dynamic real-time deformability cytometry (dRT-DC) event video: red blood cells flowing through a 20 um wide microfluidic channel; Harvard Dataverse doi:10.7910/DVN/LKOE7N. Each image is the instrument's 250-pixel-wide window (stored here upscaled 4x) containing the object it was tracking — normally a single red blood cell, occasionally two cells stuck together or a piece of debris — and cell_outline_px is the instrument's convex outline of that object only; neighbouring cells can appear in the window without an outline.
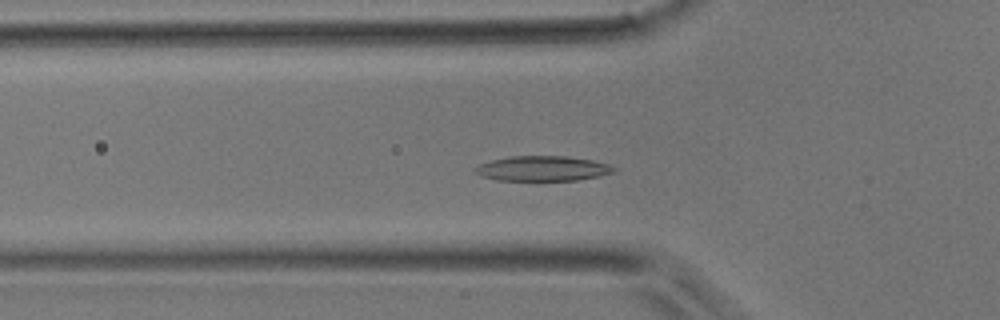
{"species": "common noctule bat (a hibernating species)", "species_latin": "Nyctalus noctula", "temperature_condition": "room temperature", "stored_images_in_passage": 26, "camera_frame_rate_fps": 3000, "um_per_image_px": 0.085, "animal": {"sex": "male", "body_mass_g": 17.9}, "frame": {"image": 1, "passage_image": 13, "time_ms": 4.0, "image_size_px": [1000, 320], "cell_outline_px": [[616, 172], [600, 176], [580, 180], [496, 180], [480, 176], [472, 172], [472, 168], [480, 164], [492, 160], [508, 156], [568, 156], [592, 160], [608, 164], [616, 168]], "centroid_in_image_um": [46.1, 14.32], "position_along_channel_um": 79.7, "area_um2": 20.46}}
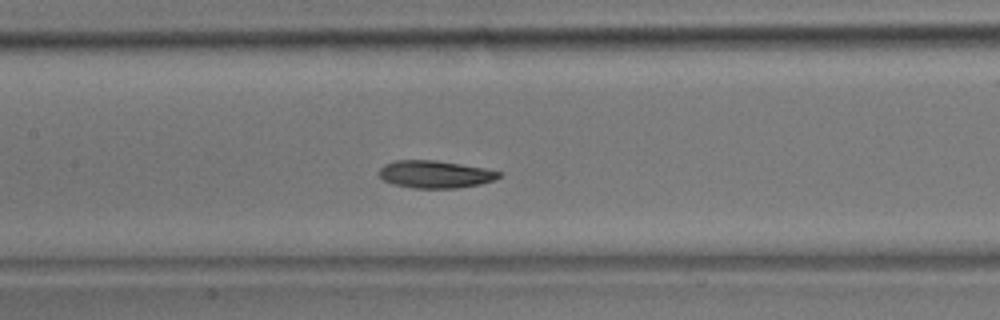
{"frame": {"image": 2, "passage_image": 19, "time_ms": 6.0, "image_size_px": [1000, 320], "cell_outline_px": [[504, 172], [500, 176], [492, 180], [480, 184], [456, 188], [412, 188], [392, 184], [384, 180], [380, 176], [380, 168], [384, 164], [396, 160], [436, 160], [484, 168]], "centroid_in_image_um": [36.98, 14.81], "position_along_channel_um": 170.4, "area_um2": 19.13}}
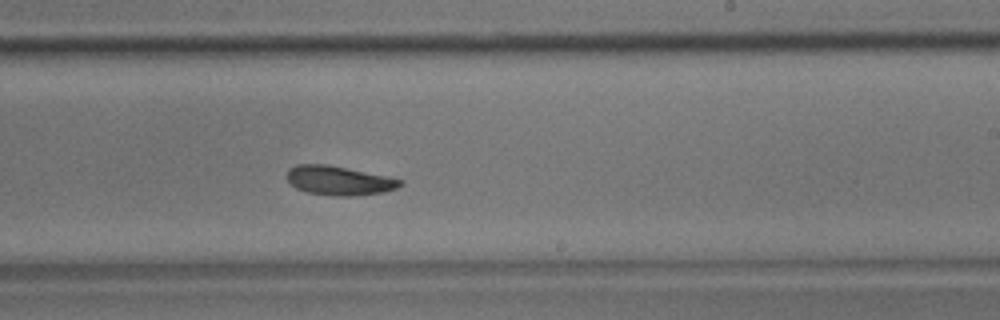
{"frame": {"image": 3, "passage_image": 25, "time_ms": 8.0, "image_size_px": [1000, 320], "cell_outline_px": [[404, 184], [396, 188], [384, 192], [356, 196], [332, 196], [308, 192], [296, 188], [284, 176], [288, 168], [296, 164], [328, 164], [388, 176], [404, 180]], "centroid_in_image_um": [28.81, 15.34], "position_along_channel_um": 260.2, "area_um2": 19.59}}